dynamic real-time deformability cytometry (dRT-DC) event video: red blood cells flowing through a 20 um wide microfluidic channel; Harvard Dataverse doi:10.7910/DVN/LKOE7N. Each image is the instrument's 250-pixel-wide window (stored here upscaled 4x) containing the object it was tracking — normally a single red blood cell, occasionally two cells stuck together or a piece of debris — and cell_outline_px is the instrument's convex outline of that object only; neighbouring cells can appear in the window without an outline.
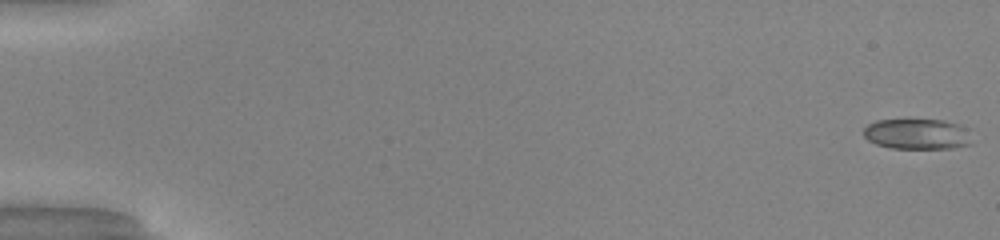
{"species": "common noctule bat (a hibernating species)", "species_latin": "Nyctalus noctula", "temperature_condition": "warm", "stored_images_in_passage": 51, "camera_frame_rate_fps": 3000, "um_per_image_px": 0.085, "animal": {"sex": "male", "body_mass_g": 20.0, "forearm_length_mm": 53.3}, "frame": {"image": 1, "passage_image": 1, "time_ms": 0.0, "image_size_px": [1000, 240], "cell_outline_px": [[972, 144], [952, 148], [892, 148], [876, 144], [868, 140], [864, 136], [864, 128], [868, 124], [876, 120], [944, 120], [960, 124], [972, 128]], "centroid_in_image_um": [78.06, 11.39], "position_along_channel_um": 6.9, "area_um2": 19.65}}
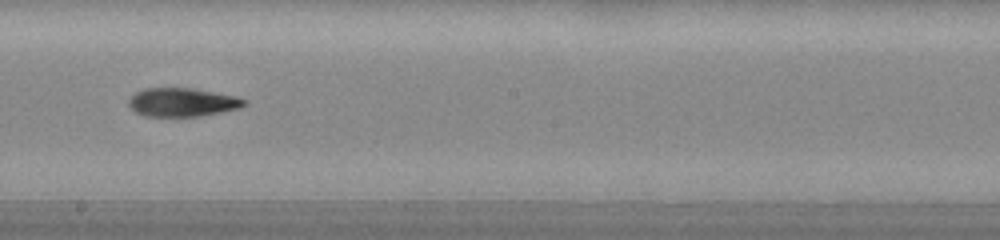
{"frame": {"image": 2, "passage_image": 30, "time_ms": 9.667, "image_size_px": [1000, 240], "cell_outline_px": [[248, 104], [240, 108], [200, 116], [144, 116], [136, 112], [128, 104], [128, 100], [136, 92], [144, 88], [192, 88], [236, 96], [248, 100]], "centroid_in_image_um": [15.53, 8.69], "position_along_channel_um": 232.7, "area_um2": 19.25}}
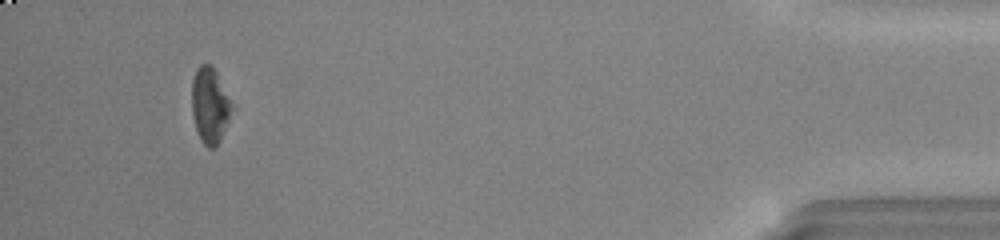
{"frame": {"image": 3, "passage_image": 48, "time_ms": 15.667, "image_size_px": [1000, 240], "cell_outline_px": [[232, 108], [228, 120], [220, 140], [212, 148], [208, 148], [200, 140], [196, 132], [192, 116], [192, 80], [196, 68], [200, 64], [212, 64], [232, 104]], "centroid_in_image_um": [17.8, 8.95], "position_along_channel_um": 417.4, "area_um2": 17.51}, "authors_computed_cell_mechanics": {"area_um2": 19.7098, "velocity_mm_per_s": 4.1522, "shape_relaxation_time_tau1_ms": 7.6868, "shape_relaxation_time_tau2_ms": 4.8229, "deformation_change_tau1": 0.2614, "deformation_change_tau2": 0.1435}}